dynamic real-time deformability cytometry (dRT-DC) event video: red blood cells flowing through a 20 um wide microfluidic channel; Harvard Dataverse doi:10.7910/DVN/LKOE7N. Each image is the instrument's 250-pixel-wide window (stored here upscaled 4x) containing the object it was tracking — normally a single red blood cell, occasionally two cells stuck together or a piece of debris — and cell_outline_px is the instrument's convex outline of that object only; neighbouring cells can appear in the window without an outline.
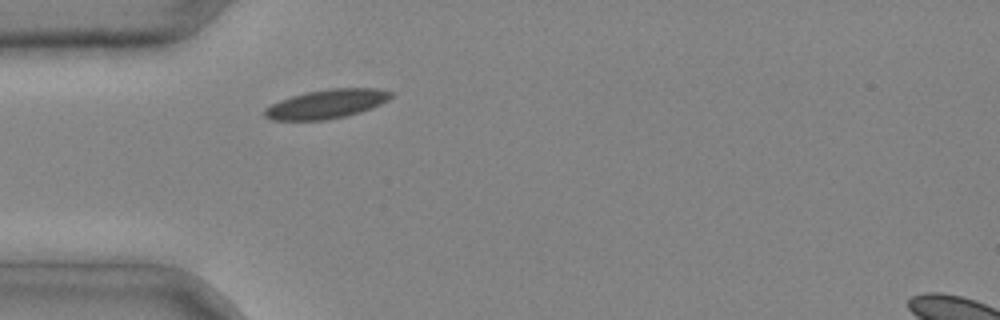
{"species": "common noctule bat (a hibernating species)", "species_latin": "Nyctalus noctula", "temperature_condition": "cold", "stored_images_in_passage": 3, "camera_frame_rate_fps": 3000, "um_per_image_px": 0.085, "animal": {"sex": "male", "body_mass_g": 20.4}, "frame": {"image": 1, "passage_image": 2, "time_ms": 0.333, "image_size_px": [1000, 320], "cell_outline_px": [[392, 96], [388, 100], [380, 104], [360, 112], [344, 116], [324, 120], [272, 120], [264, 116], [264, 108], [280, 100], [292, 96], [308, 92], [328, 88], [376, 88], [392, 92]], "centroid_in_image_um": [27.74, 8.83], "position_along_channel_um": 57.3, "area_um2": 21.15}}